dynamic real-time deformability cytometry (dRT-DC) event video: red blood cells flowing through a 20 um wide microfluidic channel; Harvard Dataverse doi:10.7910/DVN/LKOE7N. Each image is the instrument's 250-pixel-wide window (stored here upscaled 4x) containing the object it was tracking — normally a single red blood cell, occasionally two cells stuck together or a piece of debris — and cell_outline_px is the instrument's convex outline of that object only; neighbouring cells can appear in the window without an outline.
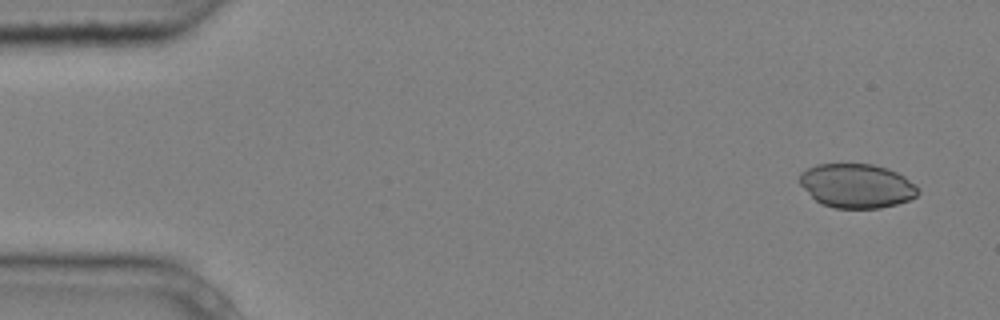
{"species": "common noctule bat (a hibernating species)", "species_latin": "Nyctalus noctula", "temperature_condition": "cold", "stored_images_in_passage": 5, "camera_frame_rate_fps": 3000, "um_per_image_px": 0.085, "animal": {"sex": "male", "body_mass_g": 20.4}, "frame": {"image": 1, "passage_image": 1, "time_ms": 0.0, "image_size_px": [1000, 320], "cell_outline_px": [[920, 192], [916, 196], [908, 200], [896, 204], [880, 208], [836, 208], [824, 204], [816, 200], [800, 184], [800, 172], [816, 164], [872, 164], [888, 168], [904, 176], [916, 184]], "centroid_in_image_um": [72.85, 15.78], "position_along_channel_um": 12.2, "area_um2": 30.35}}